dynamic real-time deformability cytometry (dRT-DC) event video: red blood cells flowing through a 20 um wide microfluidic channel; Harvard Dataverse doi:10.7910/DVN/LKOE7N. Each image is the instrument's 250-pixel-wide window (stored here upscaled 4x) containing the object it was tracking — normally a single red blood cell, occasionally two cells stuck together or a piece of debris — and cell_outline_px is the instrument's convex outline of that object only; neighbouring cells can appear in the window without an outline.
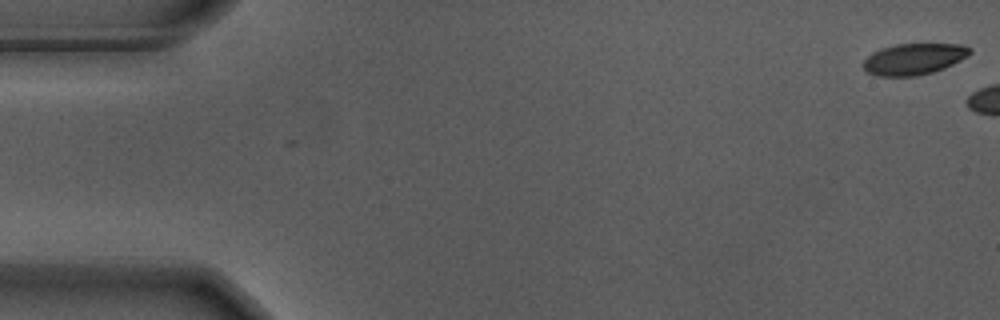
{"species": "Egyptian fruit bat (a non-hibernating species)", "species_latin": "Rousettus aegyptiacus", "temperature_condition": "warm", "stored_images_in_passage": 5, "camera_frame_rate_fps": 3000, "um_per_image_px": 0.085, "animal": {"sex": "male"}, "frame": {"image": 1, "passage_image": 1, "time_ms": 0.0, "image_size_px": [1000, 320], "cell_outline_px": [[972, 52], [968, 56], [944, 68], [932, 72], [916, 76], [876, 76], [868, 72], [864, 68], [864, 60], [872, 52], [880, 48], [896, 44], [964, 44], [972, 48]], "centroid_in_image_um": [77.7, 5.01], "position_along_channel_um": 7.3, "area_um2": 19.48}}